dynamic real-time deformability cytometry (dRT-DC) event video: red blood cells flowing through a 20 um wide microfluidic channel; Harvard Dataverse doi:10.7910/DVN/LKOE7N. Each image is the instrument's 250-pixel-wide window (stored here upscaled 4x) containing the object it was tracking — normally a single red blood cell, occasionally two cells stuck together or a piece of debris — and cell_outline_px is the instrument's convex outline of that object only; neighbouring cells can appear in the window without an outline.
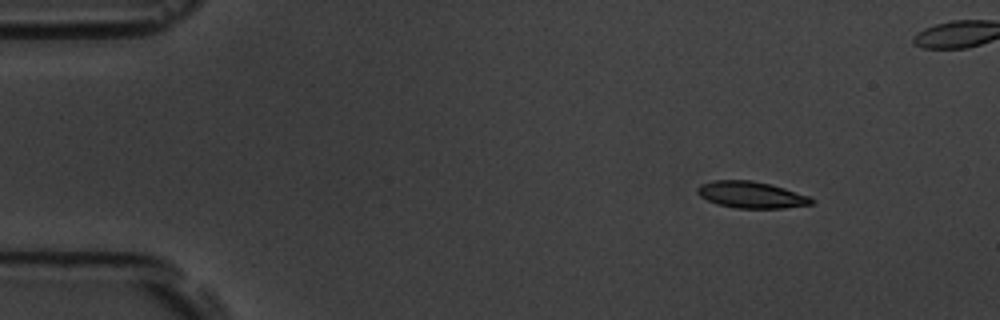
{"species": "common noctule bat (a hibernating species)", "species_latin": "Nyctalus noctula", "temperature_condition": "room temperature", "stored_images_in_passage": 5, "camera_frame_rate_fps": 3000, "um_per_image_px": 0.085, "animal": {"sex": "male", "body_mass_g": 19.5, "forearm_length_mm": 54.6}, "frame": {"image": 1, "passage_image": 1, "time_ms": 0.0, "image_size_px": [1000, 320], "cell_outline_px": [[816, 200], [812, 204], [784, 208], [736, 208], [716, 204], [700, 196], [696, 192], [696, 188], [700, 184], [712, 180], [752, 180], [784, 188], [808, 196]], "centroid_in_image_um": [63.82, 16.55], "position_along_channel_um": 21.2, "area_um2": 17.69}}